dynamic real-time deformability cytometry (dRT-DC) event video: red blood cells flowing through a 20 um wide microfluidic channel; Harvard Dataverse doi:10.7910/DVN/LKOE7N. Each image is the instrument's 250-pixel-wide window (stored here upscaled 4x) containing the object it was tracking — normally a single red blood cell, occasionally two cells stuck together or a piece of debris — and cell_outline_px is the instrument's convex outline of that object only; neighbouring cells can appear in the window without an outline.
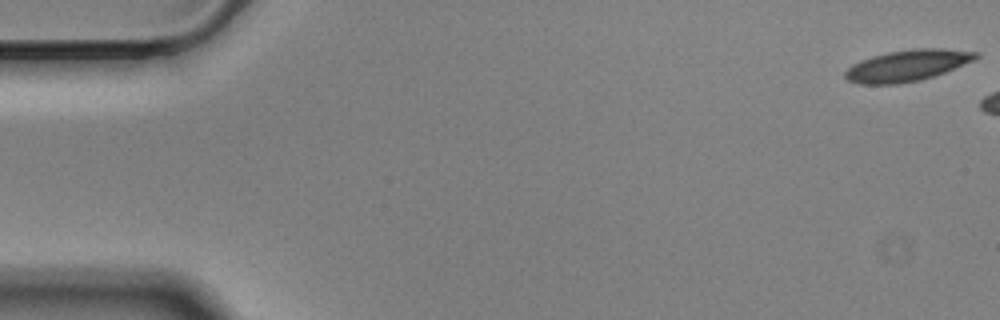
{"species": "Egyptian fruit bat (a non-hibernating species)", "species_latin": "Rousettus aegyptiacus", "temperature_condition": "cold", "stored_images_in_passage": 7, "camera_frame_rate_fps": 3000, "um_per_image_px": 0.085, "animal": {"sex": "male"}, "frame": {"image": 1, "passage_image": 1, "time_ms": 0.0, "image_size_px": [1000, 320], "cell_outline_px": [[980, 56], [972, 60], [944, 72], [920, 80], [900, 84], [860, 84], [848, 80], [844, 76], [844, 72], [852, 64], [872, 56], [888, 52], [912, 48], [944, 48], [980, 52]], "centroid_in_image_um": [77.1, 5.56], "position_along_channel_um": 7.9, "area_um2": 23.76}}